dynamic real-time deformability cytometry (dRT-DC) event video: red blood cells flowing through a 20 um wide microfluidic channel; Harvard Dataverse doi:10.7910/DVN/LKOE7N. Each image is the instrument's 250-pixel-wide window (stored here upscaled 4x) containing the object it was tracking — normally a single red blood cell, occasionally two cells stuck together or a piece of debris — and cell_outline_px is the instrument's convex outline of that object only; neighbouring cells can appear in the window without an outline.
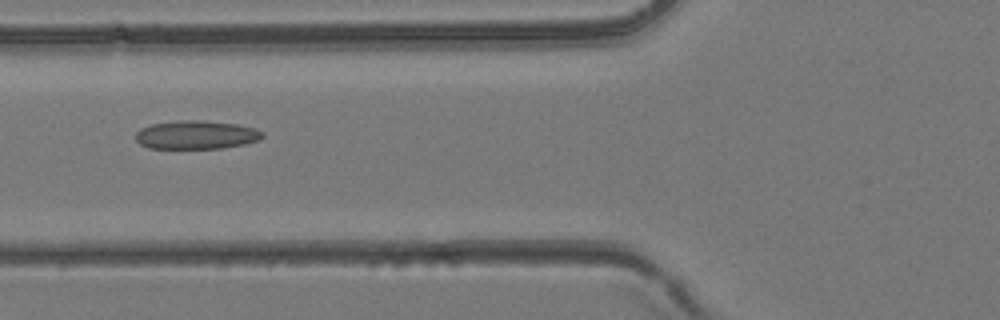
{"species": "common noctule bat (a hibernating species)", "species_latin": "Nyctalus noctula", "temperature_condition": "room temperature", "stored_images_in_passage": 30, "camera_frame_rate_fps": 3000, "um_per_image_px": 0.085, "animal": {"sex": "female", "body_mass_g": 24.6, "forearm_length_mm": 56.2}, "frame": {"image": 1, "passage_image": 4, "time_ms": 1.0, "image_size_px": [1000, 320], "cell_outline_px": [[264, 136], [260, 140], [244, 144], [224, 148], [148, 148], [140, 144], [136, 140], [136, 132], [140, 128], [152, 124], [180, 120], [200, 120], [236, 124], [256, 128], [264, 132]], "centroid_in_image_um": [16.7, 11.46], "position_along_channel_um": 109.1, "area_um2": 21.15}}
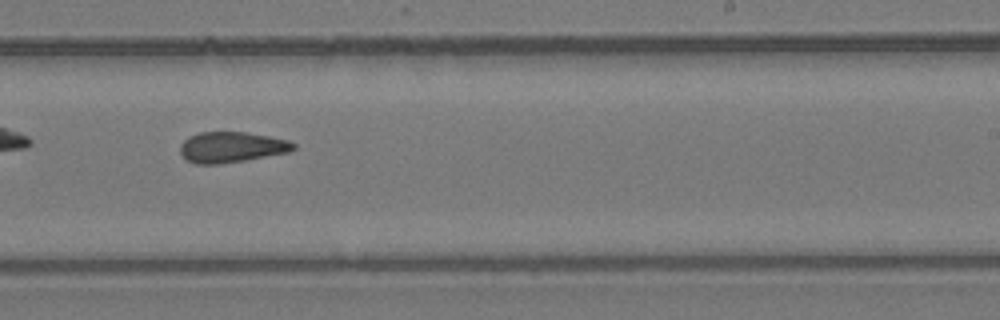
{"frame": {"image": 2, "passage_image": 14, "time_ms": 4.333, "image_size_px": [1000, 320], "cell_outline_px": [[296, 148], [288, 152], [244, 160], [220, 164], [196, 164], [188, 160], [180, 152], [180, 144], [188, 136], [200, 132], [244, 132], [268, 136], [288, 140], [296, 144]], "centroid_in_image_um": [19.66, 12.5], "position_along_channel_um": 269.3, "area_um2": 20.11}}
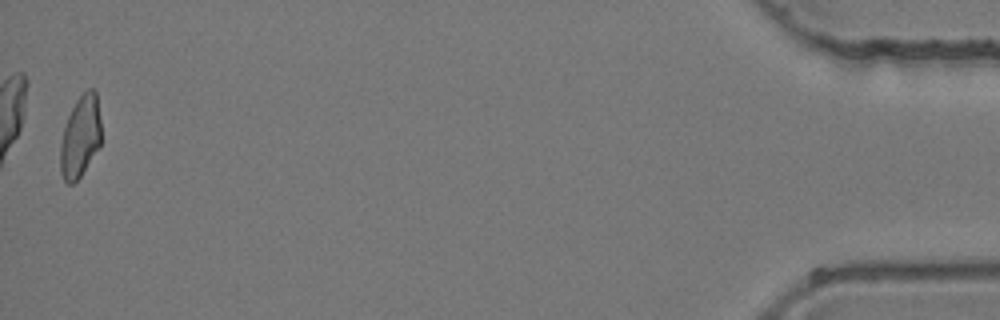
{"frame": {"image": 3, "passage_image": 30, "time_ms": 9.667, "image_size_px": [1000, 320], "cell_outline_px": [[104, 140], [80, 176], [72, 184], [68, 184], [64, 180], [60, 172], [60, 144], [64, 128], [68, 116], [76, 100], [88, 88], [92, 88], [96, 92]], "centroid_in_image_um": [6.86, 11.6], "position_along_channel_um": 428.3, "area_um2": 19.77}}